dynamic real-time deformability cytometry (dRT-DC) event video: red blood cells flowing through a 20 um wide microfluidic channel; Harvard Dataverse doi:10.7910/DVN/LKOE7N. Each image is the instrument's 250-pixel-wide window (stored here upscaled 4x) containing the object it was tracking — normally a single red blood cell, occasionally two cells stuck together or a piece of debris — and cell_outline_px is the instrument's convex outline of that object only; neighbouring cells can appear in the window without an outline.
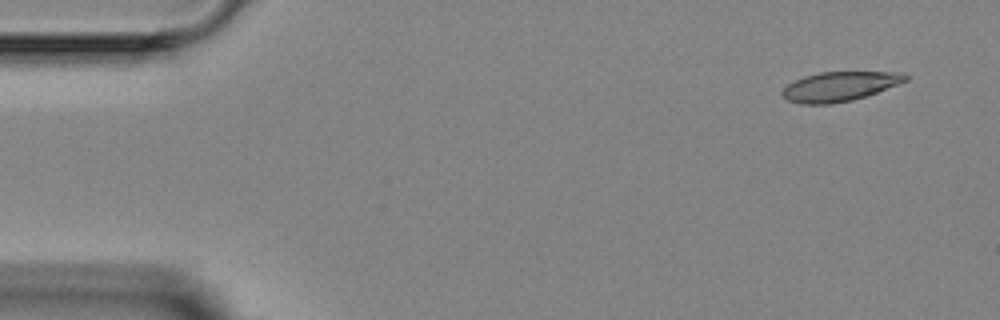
{"species": "Egyptian fruit bat (a non-hibernating species)", "species_latin": "Rousettus aegyptiacus", "temperature_condition": "room temperature", "stored_images_in_passage": 4, "segment_of_instrument_passage": [1, 2], "camera_frame_rate_fps": 3000, "um_per_image_px": 0.085, "animal": {"sex": "female"}, "frame": {"image": 1, "passage_image": 1, "time_ms": 0.0, "image_size_px": [1000, 320], "cell_outline_px": [[908, 80], [876, 92], [852, 100], [832, 104], [800, 104], [788, 100], [780, 92], [788, 84], [804, 76], [820, 72], [904, 72], [908, 76]], "centroid_in_image_um": [71.35, 7.34], "position_along_channel_um": 13.6, "area_um2": 20.98}}